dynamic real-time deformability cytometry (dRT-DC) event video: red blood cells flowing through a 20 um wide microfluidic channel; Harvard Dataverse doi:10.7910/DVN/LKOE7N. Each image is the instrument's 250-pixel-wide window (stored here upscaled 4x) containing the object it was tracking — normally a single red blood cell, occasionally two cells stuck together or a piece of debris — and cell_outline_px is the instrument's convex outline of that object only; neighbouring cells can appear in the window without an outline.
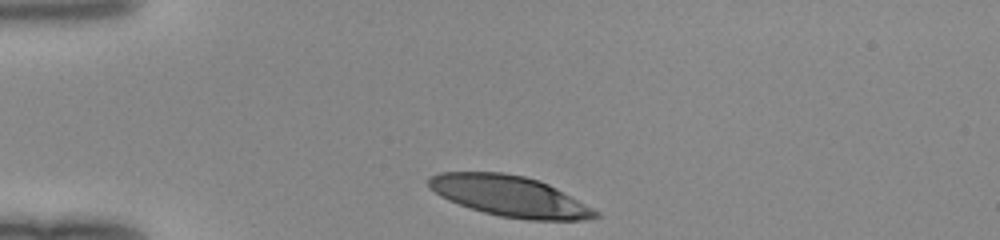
{"species": "human", "species_latin": "Homo sapiens", "temperature_condition": "room temperature", "stored_images_in_passage": 30, "camera_frame_rate_fps": 3000, "um_per_image_px": 0.085, "donor": {"sex": "female"}, "frame": {"image": 1, "passage_image": 1, "time_ms": 0.0, "image_size_px": [1000, 240], "cell_outline_px": [[600, 216], [584, 220], [528, 220], [500, 216], [484, 212], [448, 200], [440, 196], [428, 184], [428, 176], [440, 172], [504, 172], [524, 176], [540, 180], [556, 188], [600, 212]], "centroid_in_image_um": [43.34, 16.67], "position_along_channel_um": 41.7, "area_um2": 39.36}}
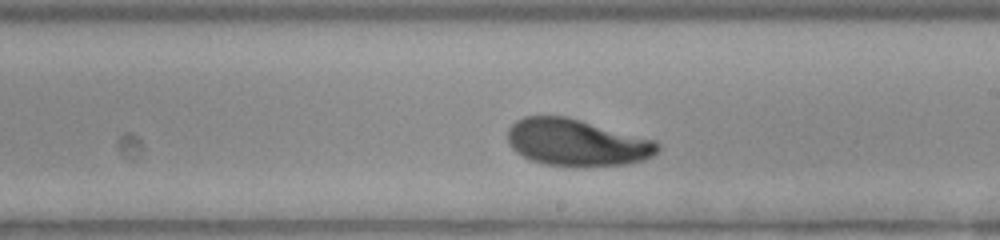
{"frame": {"image": 2, "passage_image": 18, "time_ms": 5.667, "image_size_px": [1000, 240], "cell_outline_px": [[660, 148], [652, 156], [644, 160], [628, 164], [584, 168], [572, 168], [544, 164], [532, 160], [516, 152], [508, 144], [508, 128], [516, 120], [524, 116], [564, 116], [580, 120], [656, 140], [660, 144]], "centroid_in_image_um": [49.03, 12.15], "position_along_channel_um": 240.0, "area_um2": 41.56}}
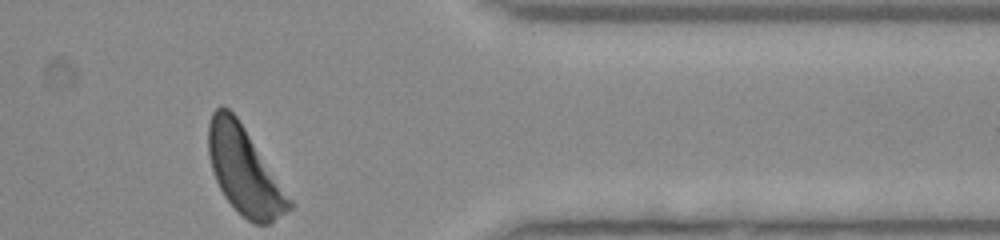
{"frame": {"image": 3, "passage_image": 30, "time_ms": 9.667, "image_size_px": [1000, 240], "cell_outline_px": [[292, 208], [268, 224], [256, 224], [248, 220], [236, 212], [224, 196], [216, 180], [212, 168], [208, 152], [208, 124], [212, 112], [220, 104], [228, 108], [236, 116], [292, 200]], "centroid_in_image_um": [20.74, 14.51], "position_along_channel_um": 390.7, "area_um2": 40.46}}